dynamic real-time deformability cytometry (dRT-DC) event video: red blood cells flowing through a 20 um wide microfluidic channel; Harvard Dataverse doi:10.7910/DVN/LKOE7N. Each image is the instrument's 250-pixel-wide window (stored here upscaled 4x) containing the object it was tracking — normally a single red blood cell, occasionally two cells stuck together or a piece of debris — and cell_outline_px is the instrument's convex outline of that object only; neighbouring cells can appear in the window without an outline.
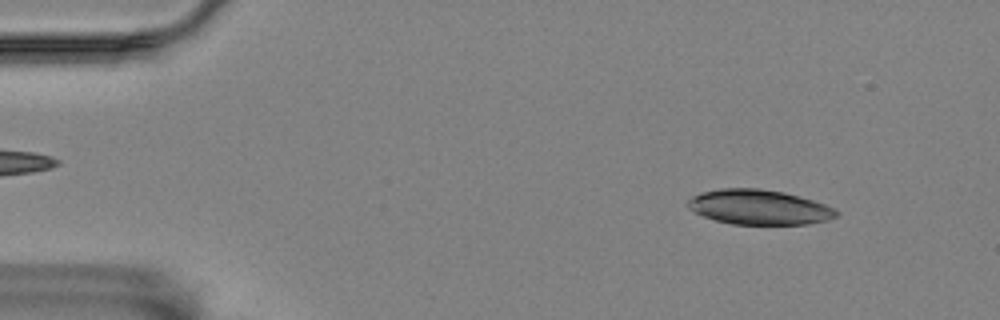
{"species": "Egyptian fruit bat (a non-hibernating species)", "species_latin": "Rousettus aegyptiacus", "temperature_condition": "room temperature", "stored_images_in_passage": 18, "camera_frame_rate_fps": 3000, "um_per_image_px": 0.085, "animal": {"sex": "female"}, "frame": {"image": 1, "passage_image": 5, "time_ms": 1.333, "image_size_px": [1000, 320], "cell_outline_px": [[840, 212], [836, 216], [828, 220], [808, 224], [732, 224], [716, 220], [704, 216], [688, 208], [688, 200], [692, 196], [700, 192], [720, 188], [760, 188], [784, 192], [800, 196], [824, 204]], "centroid_in_image_um": [64.51, 17.6], "position_along_channel_um": 20.5, "area_um2": 30.11}}
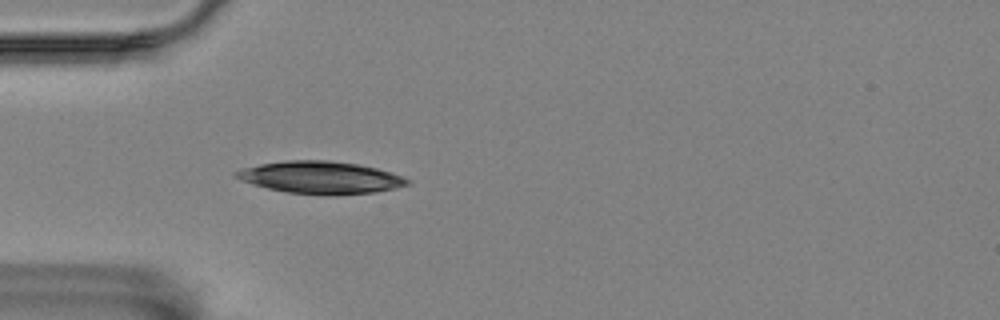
{"frame": {"image": 2, "passage_image": 15, "time_ms": 4.667, "image_size_px": [1000, 320], "cell_outline_px": [[412, 184], [376, 192], [288, 192], [268, 188], [252, 184], [240, 180], [232, 176], [232, 172], [244, 168], [260, 164], [284, 160], [328, 160], [360, 164], [392, 172], [412, 180]], "centroid_in_image_um": [27.23, 15.03], "position_along_channel_um": 57.8, "area_um2": 31.39}}